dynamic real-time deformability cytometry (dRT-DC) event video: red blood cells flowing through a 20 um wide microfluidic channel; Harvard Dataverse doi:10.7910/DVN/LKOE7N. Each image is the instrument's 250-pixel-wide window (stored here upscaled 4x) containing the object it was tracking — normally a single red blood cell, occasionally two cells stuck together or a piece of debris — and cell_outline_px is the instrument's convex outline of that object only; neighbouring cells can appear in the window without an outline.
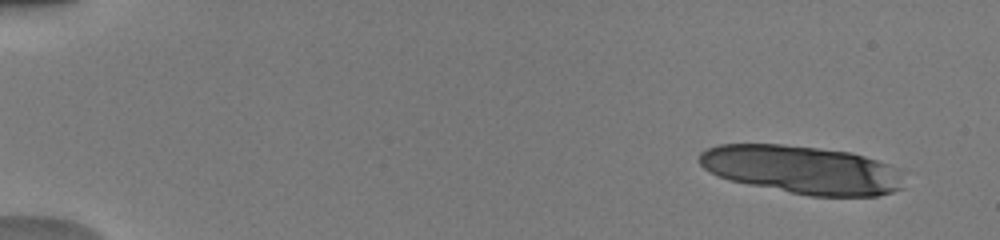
{"species": "human", "species_latin": "Homo sapiens", "temperature_condition": "warm", "stored_images_in_passage": 6, "camera_frame_rate_fps": 3000, "um_per_image_px": 0.085, "donor": {"sex": "male"}, "frame": {"image": 1, "passage_image": 1, "time_ms": 0.0, "image_size_px": [1000, 240], "cell_outline_px": [[904, 188], [892, 192], [876, 196], [812, 196], [748, 184], [728, 180], [704, 168], [700, 164], [700, 152], [708, 148], [720, 144], [784, 144], [852, 152], [900, 168]], "centroid_in_image_um": [68.22, 14.42], "position_along_channel_um": 16.8, "area_um2": 57.4}}
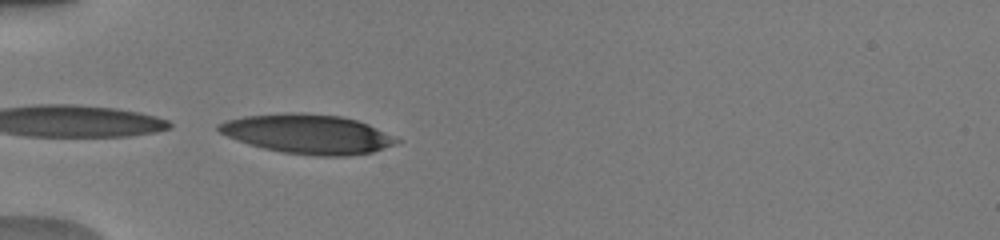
{"frame": {"image": 2, "passage_image": 5, "time_ms": 4.667, "image_size_px": [1000, 240], "cell_outline_px": [[404, 140], [396, 144], [372, 152], [348, 156], [316, 156], [284, 152], [264, 148], [248, 144], [228, 136], [220, 132], [216, 128], [216, 124], [224, 120], [244, 116], [284, 112], [300, 112], [340, 116], [356, 120], [368, 124], [396, 136]], "centroid_in_image_um": [26.18, 11.38], "position_along_channel_um": 58.8, "area_um2": 41.1}}